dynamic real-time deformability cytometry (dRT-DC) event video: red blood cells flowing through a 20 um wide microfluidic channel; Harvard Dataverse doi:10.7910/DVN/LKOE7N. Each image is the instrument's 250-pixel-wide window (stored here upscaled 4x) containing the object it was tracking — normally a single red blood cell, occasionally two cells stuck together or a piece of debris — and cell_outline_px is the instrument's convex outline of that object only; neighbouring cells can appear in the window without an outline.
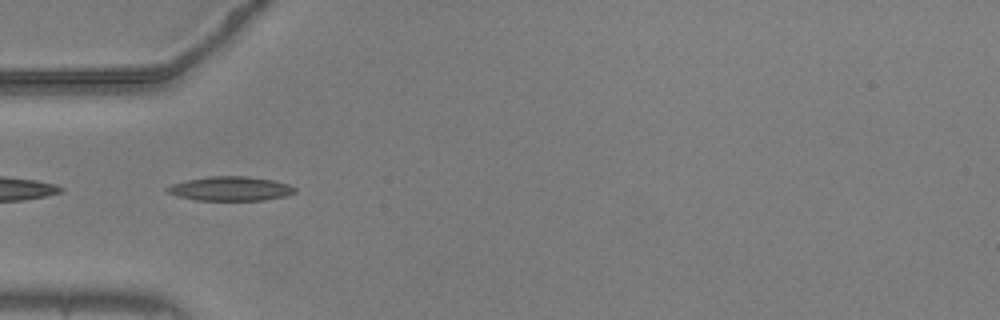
{"species": "common noctule bat (a hibernating species)", "species_latin": "Nyctalus noctula", "temperature_condition": "warm", "stored_images_in_passage": 4, "camera_frame_rate_fps": 3000, "um_per_image_px": 0.085, "animal": {"sex": "male", "body_mass_g": 20.5, "forearm_length_mm": 52.5}, "frame": {"image": 1, "passage_image": 2, "time_ms": 0.333, "image_size_px": [1000, 320], "cell_outline_px": [[296, 192], [284, 196], [264, 200], [196, 200], [176, 196], [164, 192], [164, 188], [172, 184], [188, 180], [208, 176], [248, 176], [272, 180], [288, 184], [296, 188]], "centroid_in_image_um": [19.54, 16.04], "position_along_channel_um": 65.5, "area_um2": 18.09}}